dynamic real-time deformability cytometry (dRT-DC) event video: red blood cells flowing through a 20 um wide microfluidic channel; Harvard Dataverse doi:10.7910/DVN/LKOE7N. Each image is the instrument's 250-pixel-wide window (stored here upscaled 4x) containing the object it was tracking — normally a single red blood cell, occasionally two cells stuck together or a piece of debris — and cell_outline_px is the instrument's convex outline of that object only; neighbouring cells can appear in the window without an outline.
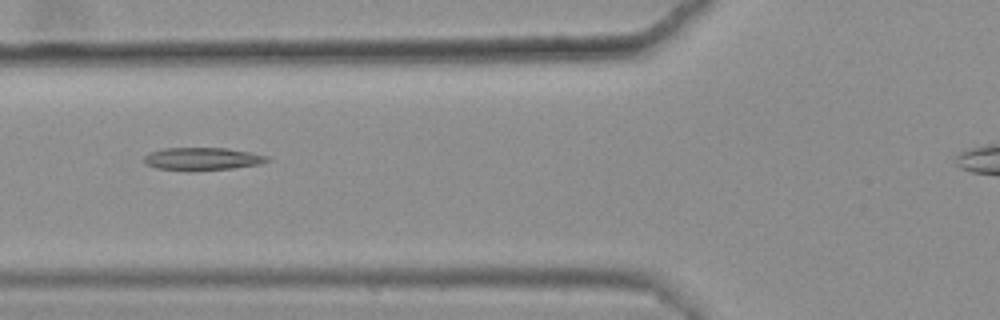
{"species": "common noctule bat (a hibernating species)", "species_latin": "Nyctalus noctula", "temperature_condition": "warm", "stored_images_in_passage": 43, "camera_frame_rate_fps": 3000, "um_per_image_px": 0.085, "animal": {"sex": "female", "body_mass_g": 25.1}, "frame": {"image": 1, "passage_image": 13, "time_ms": 4.0, "image_size_px": [1000, 320], "cell_outline_px": [[272, 160], [260, 164], [232, 168], [188, 172], [156, 168], [144, 164], [144, 156], [148, 152], [164, 148], [228, 148], [268, 156]], "centroid_in_image_um": [17.15, 13.52], "position_along_channel_um": 108.6, "area_um2": 16.65}}
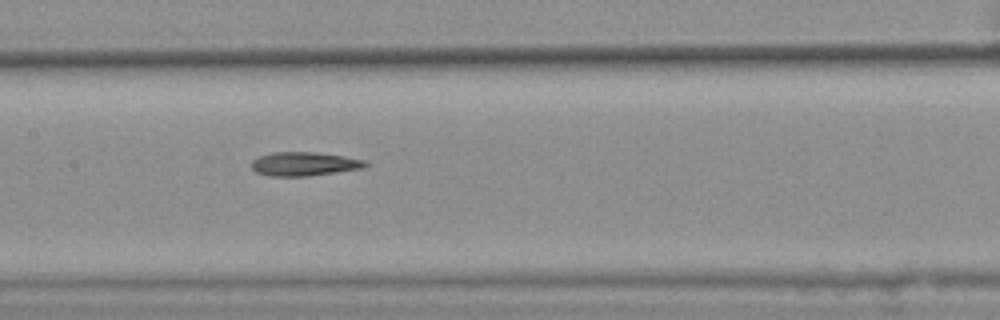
{"frame": {"image": 2, "passage_image": 19, "time_ms": 6.0, "image_size_px": [1000, 320], "cell_outline_px": [[368, 164], [364, 168], [308, 176], [268, 176], [256, 172], [252, 168], [252, 160], [260, 156], [272, 152], [312, 152], [344, 156], [364, 160]], "centroid_in_image_um": [25.84, 13.94], "position_along_channel_um": 181.6, "area_um2": 15.72}}